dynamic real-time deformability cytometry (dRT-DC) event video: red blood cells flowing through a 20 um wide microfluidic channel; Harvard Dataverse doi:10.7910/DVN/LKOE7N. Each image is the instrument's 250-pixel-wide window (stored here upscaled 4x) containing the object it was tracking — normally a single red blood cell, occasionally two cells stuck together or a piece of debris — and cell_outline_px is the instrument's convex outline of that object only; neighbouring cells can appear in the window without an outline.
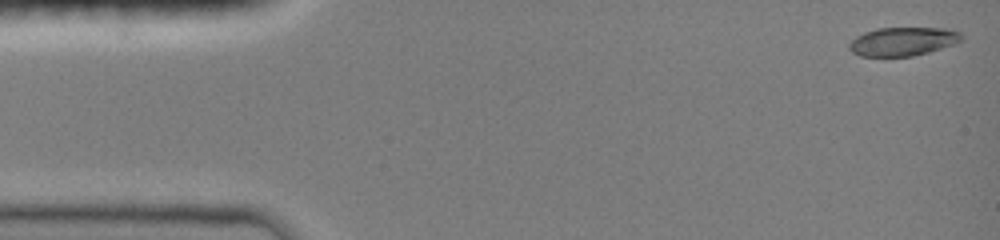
{"species": "common noctule bat (a hibernating species)", "species_latin": "Nyctalus noctula", "temperature_condition": "room temperature", "stored_images_in_passage": 45, "camera_frame_rate_fps": 3000, "um_per_image_px": 0.085, "animal": {"sex": "female", "body_mass_g": 19.0, "forearm_length_mm": 51.5}, "frame": {"image": 1, "passage_image": 1, "time_ms": 0.0, "image_size_px": [1000, 240], "cell_outline_px": [[964, 36], [956, 44], [928, 52], [912, 56], [860, 56], [852, 52], [848, 48], [848, 44], [856, 36], [864, 32], [876, 28], [948, 28], [960, 32]], "centroid_in_image_um": [76.75, 3.52], "position_along_channel_um": 8.3, "area_um2": 18.84}}
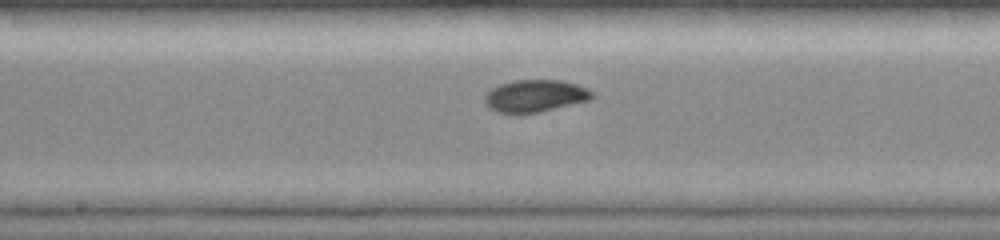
{"frame": {"image": 2, "passage_image": 24, "time_ms": 7.667, "image_size_px": [1000, 240], "cell_outline_px": [[596, 96], [592, 100], [540, 112], [516, 116], [496, 112], [488, 108], [484, 100], [484, 96], [492, 88], [500, 84], [512, 80], [560, 80], [576, 84], [588, 88]], "centroid_in_image_um": [45.48, 8.19], "position_along_channel_um": 202.7, "area_um2": 20.87}}
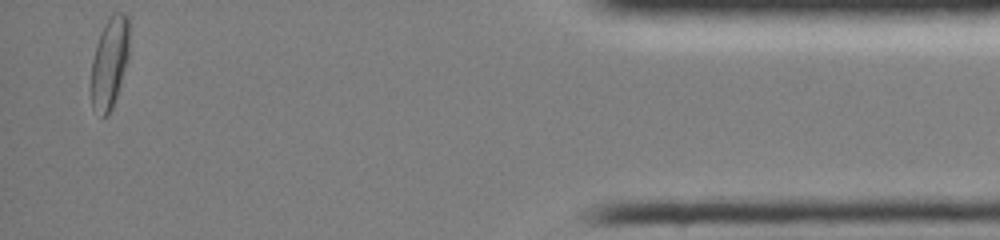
{"frame": {"image": 3, "passage_image": 45, "time_ms": 14.667, "image_size_px": [1000, 240], "cell_outline_px": [[128, 60], [112, 108], [108, 116], [100, 116], [92, 108], [92, 60], [96, 44], [104, 24], [108, 16], [116, 12], [124, 12], [128, 16]], "centroid_in_image_um": [9.31, 5.31], "position_along_channel_um": 425.9, "area_um2": 20.17}, "authors_computed_cell_mechanics": {"area_um2": 19.8832, "velocity_mm_per_s": 4.0575, "shape_relaxation_time_tau1_ms": 6.5701, "shape_relaxation_time_tau2_ms": 1.3804, "deformation_change_tau1": 0.1831, "deformation_change_tau2": 0.036}}